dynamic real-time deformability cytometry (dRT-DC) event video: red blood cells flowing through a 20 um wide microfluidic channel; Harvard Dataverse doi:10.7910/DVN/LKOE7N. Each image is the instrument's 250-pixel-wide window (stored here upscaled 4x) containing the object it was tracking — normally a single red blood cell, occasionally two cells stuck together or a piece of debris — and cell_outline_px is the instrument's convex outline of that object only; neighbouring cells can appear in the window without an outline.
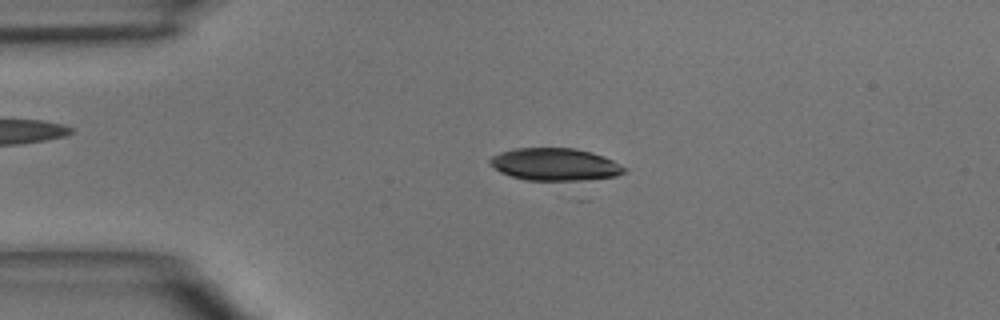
{"species": "common noctule bat (a hibernating species)", "species_latin": "Nyctalus noctula", "temperature_condition": "room temperature", "stored_images_in_passage": 4, "camera_frame_rate_fps": 3000, "um_per_image_px": 0.085, "animal": {"sex": "male", "body_mass_g": 15.6}, "frame": {"image": 1, "passage_image": 2, "time_ms": 1.0, "image_size_px": [1000, 320], "cell_outline_px": [[628, 168], [624, 172], [616, 176], [576, 184], [524, 180], [500, 172], [488, 164], [488, 160], [492, 156], [500, 152], [512, 148], [576, 148], [592, 152], [612, 160]], "centroid_in_image_um": [47.2, 14.03], "position_along_channel_um": 37.8, "area_um2": 26.7}}